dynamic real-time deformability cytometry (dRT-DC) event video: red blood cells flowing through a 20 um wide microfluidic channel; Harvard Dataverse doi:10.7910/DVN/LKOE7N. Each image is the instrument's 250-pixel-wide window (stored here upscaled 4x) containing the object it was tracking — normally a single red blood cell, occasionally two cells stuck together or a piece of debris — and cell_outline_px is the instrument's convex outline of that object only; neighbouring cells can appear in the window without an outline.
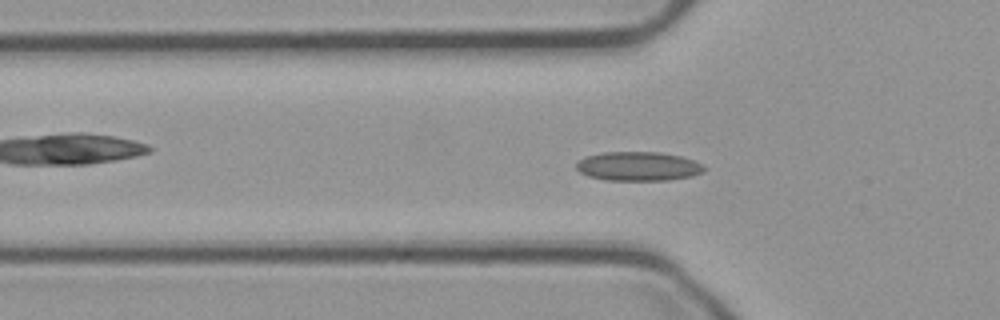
{"species": "common noctule bat (a hibernating species)", "species_latin": "Nyctalus noctula", "temperature_condition": "cold", "stored_images_in_passage": 44, "camera_frame_rate_fps": 3000, "um_per_image_px": 0.085, "animal": {"sex": "male", "body_mass_g": 23.1, "forearm_length_mm": 52.7}, "frame": {"image": 1, "passage_image": 6, "time_ms": 1.667, "image_size_px": [1000, 320], "cell_outline_px": [[708, 168], [704, 172], [692, 176], [668, 180], [604, 180], [588, 176], [580, 172], [576, 168], [576, 164], [584, 156], [604, 152], [660, 152], [680, 156], [692, 160]], "centroid_in_image_um": [54.25, 14.13], "position_along_channel_um": 71.6, "area_um2": 21.73}}
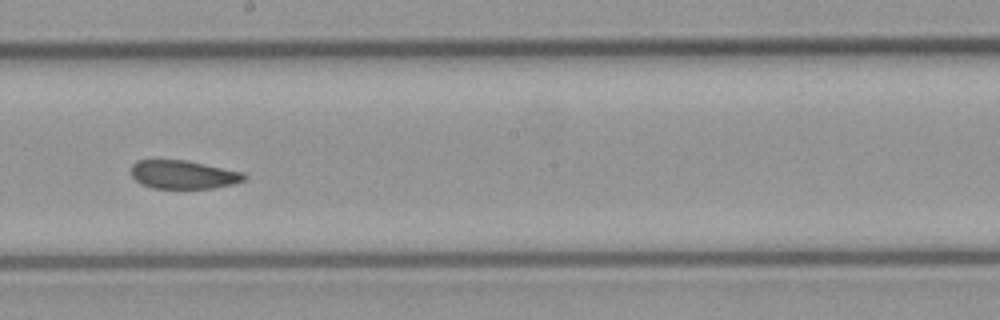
{"frame": {"image": 2, "passage_image": 19, "time_ms": 6.0, "image_size_px": [1000, 320], "cell_outline_px": [[248, 176], [244, 180], [232, 184], [212, 188], [152, 188], [140, 184], [132, 176], [132, 164], [136, 160], [188, 160], [244, 172]], "centroid_in_image_um": [15.59, 14.83], "position_along_channel_um": 232.6, "area_um2": 18.84}}
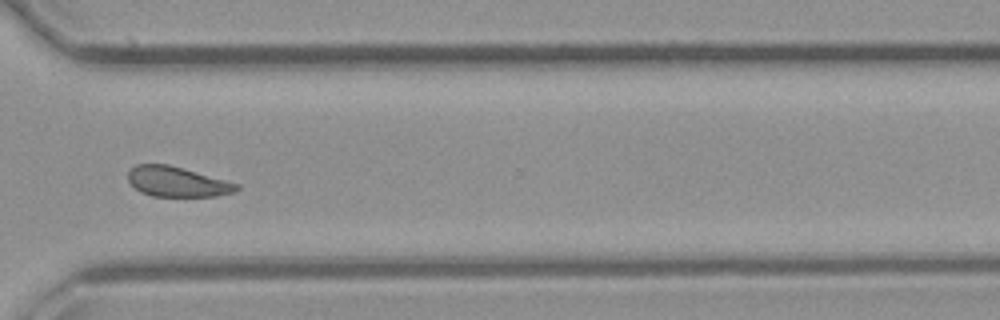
{"frame": {"image": 3, "passage_image": 29, "time_ms": 9.333, "image_size_px": [1000, 320], "cell_outline_px": [[240, 188], [236, 192], [216, 196], [152, 196], [140, 192], [128, 180], [128, 172], [136, 164], [168, 164], [240, 184]], "centroid_in_image_um": [15.08, 15.45], "position_along_channel_um": 355.5, "area_um2": 18.96}, "authors_computed_cell_mechanics": {"area_um2": 20.1433, "velocity_mm_per_s": 3.6902, "shape_relaxation_time_tau1_ms": null, "shape_relaxation_time_tau2_ms": 2.9462, "deformation_change_tau1": null, "deformation_change_tau2": 0.0764}}